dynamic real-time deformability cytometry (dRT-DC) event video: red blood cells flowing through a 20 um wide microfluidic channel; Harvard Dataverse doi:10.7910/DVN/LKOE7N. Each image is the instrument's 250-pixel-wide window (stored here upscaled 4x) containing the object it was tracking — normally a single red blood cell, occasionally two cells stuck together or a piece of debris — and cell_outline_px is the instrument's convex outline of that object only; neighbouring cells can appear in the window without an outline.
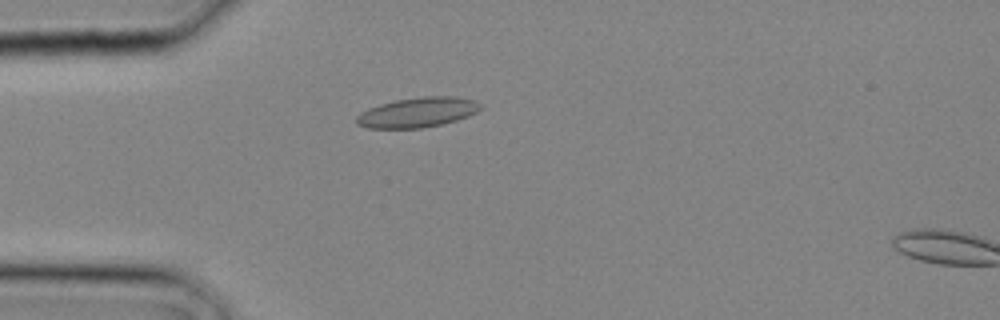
{"species": "common noctule bat (a hibernating species)", "species_latin": "Nyctalus noctula", "temperature_condition": "cold", "stored_images_in_passage": 9, "camera_frame_rate_fps": 3000, "um_per_image_px": 0.085, "animal": {"sex": "male", "body_mass_g": 20.4}, "frame": {"image": 1, "passage_image": 8, "time_ms": 2.333, "image_size_px": [1000, 320], "cell_outline_px": [[484, 108], [468, 116], [456, 120], [440, 124], [420, 128], [368, 128], [356, 124], [356, 116], [360, 112], [368, 108], [380, 104], [396, 100], [424, 96], [452, 96], [476, 100]], "centroid_in_image_um": [35.49, 9.54], "position_along_channel_um": 49.5, "area_um2": 21.62}}